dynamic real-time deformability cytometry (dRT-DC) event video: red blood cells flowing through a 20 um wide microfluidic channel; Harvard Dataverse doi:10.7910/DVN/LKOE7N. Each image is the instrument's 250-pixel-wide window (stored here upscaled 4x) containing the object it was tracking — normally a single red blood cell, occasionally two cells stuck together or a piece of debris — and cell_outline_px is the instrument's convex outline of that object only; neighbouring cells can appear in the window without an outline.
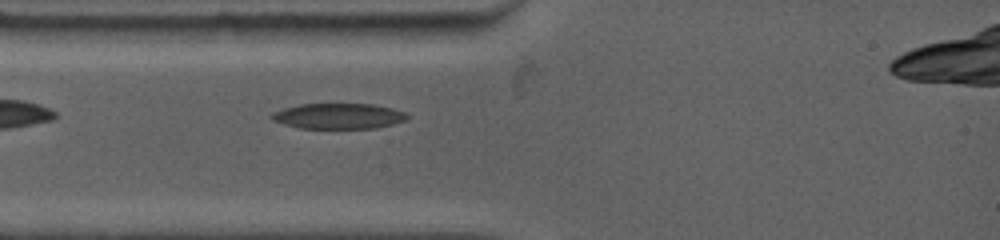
{"species": "common noctule bat (a hibernating species)", "species_latin": "Nyctalus noctula", "temperature_condition": "warm", "stored_images_in_passage": 9, "camera_frame_rate_fps": 4500, "um_per_image_px": 0.085, "animal": {"sex": "female", "body_mass_g": 19.0, "forearm_length_mm": 53.3}, "frame": {"image": 1, "passage_image": 1, "time_ms": 0.0, "image_size_px": [1000, 240], "cell_outline_px": [[408, 120], [376, 128], [300, 128], [284, 124], [272, 120], [268, 116], [272, 112], [284, 108], [300, 104], [372, 104], [392, 108], [404, 112], [408, 116]], "centroid_in_image_um": [28.75, 9.86], "position_along_channel_um": 56.2, "area_um2": 20.17}}
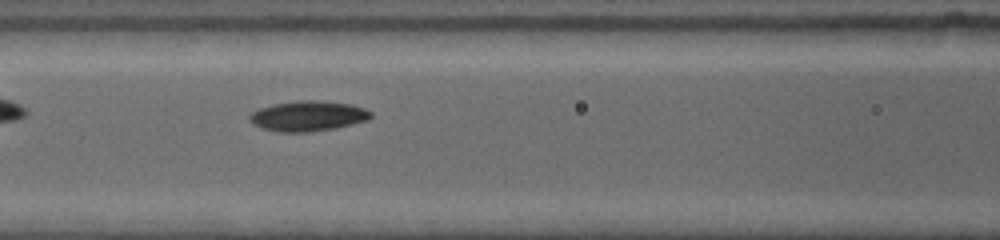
{"frame": {"image": 2, "passage_image": 6, "time_ms": 2.222, "image_size_px": [1000, 240], "cell_outline_px": [[372, 116], [368, 120], [336, 128], [312, 132], [276, 132], [260, 128], [252, 124], [248, 120], [248, 116], [252, 112], [260, 108], [272, 104], [296, 100], [316, 100], [352, 104], [364, 108], [372, 112]], "centroid_in_image_um": [26.15, 9.86], "position_along_channel_um": 140.5, "area_um2": 21.73}}
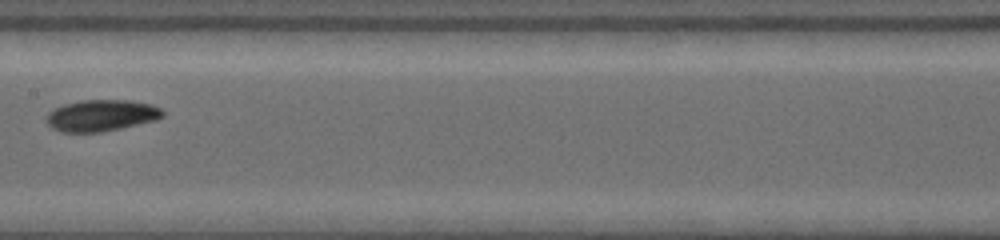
{"frame": {"image": 3, "passage_image": 9, "time_ms": 3.778, "image_size_px": [1000, 240], "cell_outline_px": [[164, 116], [156, 120], [120, 128], [100, 132], [60, 132], [52, 128], [44, 120], [48, 112], [64, 104], [84, 100], [132, 100], [148, 104], [160, 108], [164, 112]], "centroid_in_image_um": [8.59, 9.82], "position_along_channel_um": 198.8, "area_um2": 21.27}}